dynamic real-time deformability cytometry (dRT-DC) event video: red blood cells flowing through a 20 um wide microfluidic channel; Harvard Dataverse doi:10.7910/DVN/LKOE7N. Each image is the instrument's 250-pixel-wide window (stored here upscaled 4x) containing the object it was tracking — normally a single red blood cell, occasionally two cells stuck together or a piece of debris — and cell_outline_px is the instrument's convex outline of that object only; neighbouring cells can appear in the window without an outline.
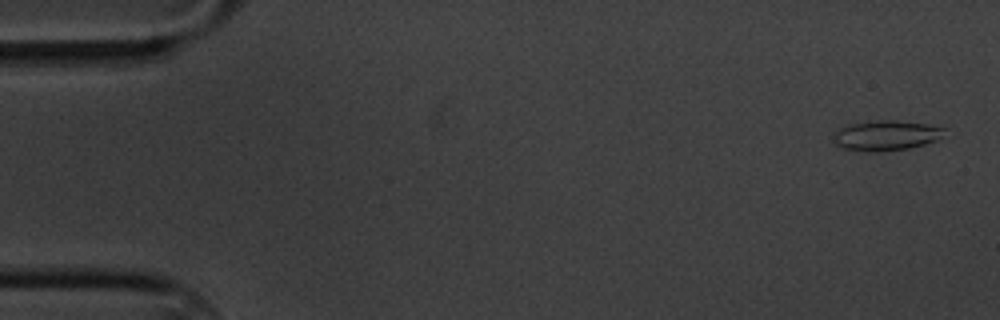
{"species": "common noctule bat (a hibernating species)", "species_latin": "Nyctalus noctula", "temperature_condition": "cold", "stored_images_in_passage": 57, "camera_frame_rate_fps": 3000, "um_per_image_px": 0.085, "animal": {"sex": "male", "body_mass_g": 20.1, "forearm_length_mm": 53.5}, "frame": {"image": 1, "passage_image": 1, "time_ms": 0.0, "image_size_px": [1000, 320], "cell_outline_px": [[944, 128], [940, 136], [936, 140], [924, 144], [908, 148], [876, 152], [868, 152], [844, 148], [836, 144], [832, 140], [832, 136], [840, 128], [848, 124], [880, 120], [896, 120], [924, 124]], "centroid_in_image_um": [75.24, 11.52], "position_along_channel_um": 9.8, "area_um2": 19.13}}
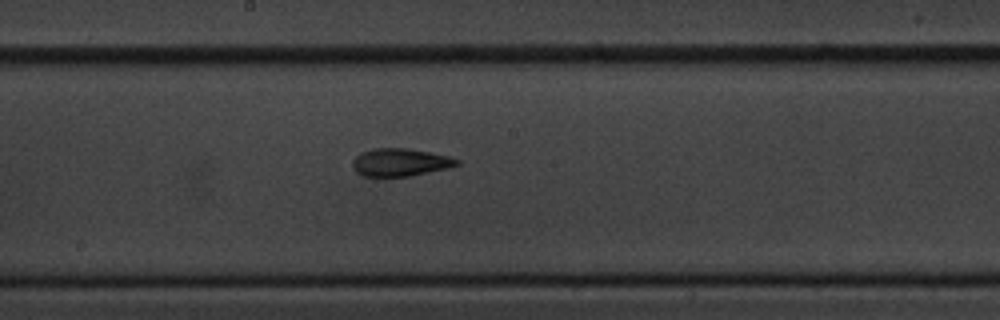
{"frame": {"image": 2, "passage_image": 30, "time_ms": 9.667, "image_size_px": [1000, 320], "cell_outline_px": [[460, 164], [448, 168], [408, 176], [364, 176], [356, 172], [352, 168], [352, 160], [360, 152], [372, 148], [408, 148], [448, 156], [460, 160]], "centroid_in_image_um": [33.98, 13.79], "position_along_channel_um": 214.2, "area_um2": 16.88}}
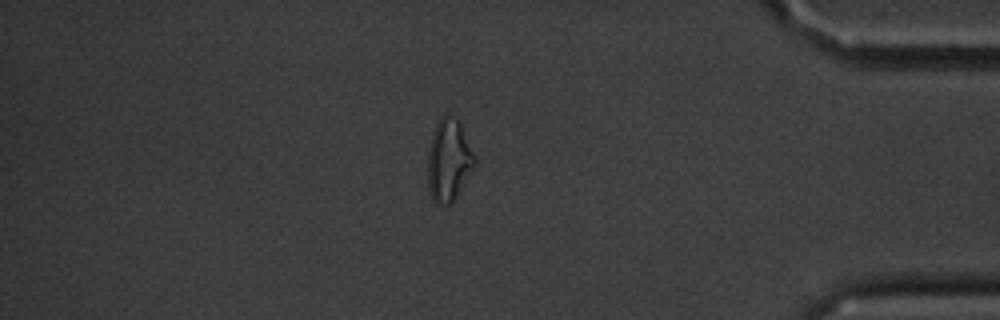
{"frame": {"image": 3, "passage_image": 49, "time_ms": 16.0, "image_size_px": [1000, 320], "cell_outline_px": [[476, 164], [452, 204], [436, 204], [432, 200], [428, 188], [428, 152], [432, 136], [436, 124], [440, 116], [444, 112], [448, 112], [460, 120], [476, 156]], "centroid_in_image_um": [38.16, 13.57], "position_along_channel_um": 397.0, "area_um2": 23.0}, "authors_computed_cell_mechanics": {"area_um2": 17.2822, "velocity_mm_per_s": 3.4101, "shape_relaxation_time_tau1_ms": 6.9518, "shape_relaxation_time_tau2_ms": 5.1187, "deformation_change_tau1": 0.1549, "deformation_change_tau2": 0.1312}}